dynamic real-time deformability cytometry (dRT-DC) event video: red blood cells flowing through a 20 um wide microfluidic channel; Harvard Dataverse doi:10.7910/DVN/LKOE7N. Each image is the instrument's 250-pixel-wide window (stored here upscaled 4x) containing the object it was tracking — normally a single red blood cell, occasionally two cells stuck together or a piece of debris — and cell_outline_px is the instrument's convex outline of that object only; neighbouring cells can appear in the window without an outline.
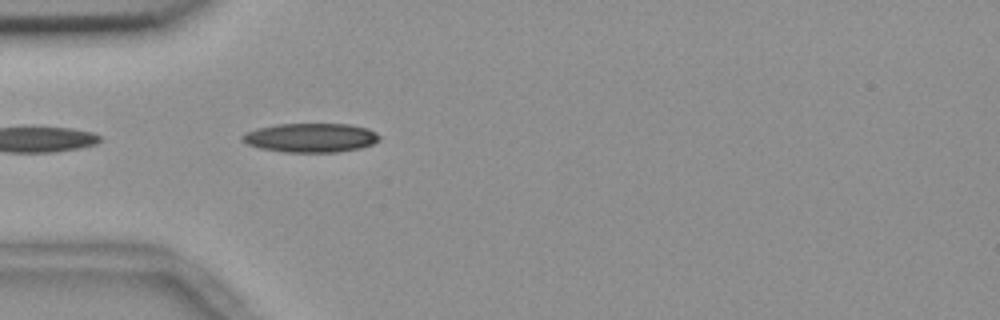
{"species": "common noctule bat (a hibernating species)", "species_latin": "Nyctalus noctula", "temperature_condition": "room temperature", "stored_images_in_passage": 7, "camera_frame_rate_fps": 3000, "um_per_image_px": 0.085, "animal": {"sex": "female", "body_mass_g": 18.4}, "frame": {"image": 1, "passage_image": 2, "time_ms": 0.333, "image_size_px": [1000, 320], "cell_outline_px": [[380, 140], [372, 144], [360, 148], [336, 152], [284, 152], [260, 148], [248, 144], [240, 140], [240, 136], [244, 132], [256, 128], [276, 124], [348, 124], [368, 128], [376, 132], [380, 136]], "centroid_in_image_um": [26.38, 11.7], "position_along_channel_um": 58.6, "area_um2": 23.41}}